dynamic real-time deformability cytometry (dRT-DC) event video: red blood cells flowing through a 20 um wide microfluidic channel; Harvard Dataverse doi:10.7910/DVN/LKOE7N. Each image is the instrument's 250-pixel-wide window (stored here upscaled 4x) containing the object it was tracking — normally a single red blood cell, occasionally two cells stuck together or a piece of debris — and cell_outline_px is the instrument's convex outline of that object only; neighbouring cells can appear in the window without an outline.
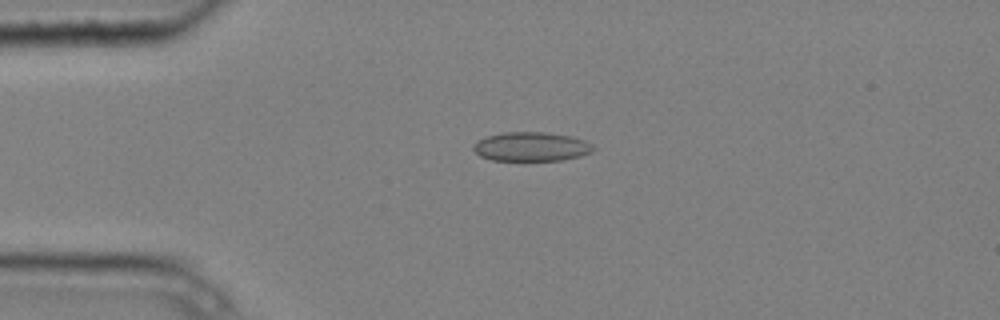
{"species": "common noctule bat (a hibernating species)", "species_latin": "Nyctalus noctula", "temperature_condition": "cold", "stored_images_in_passage": 5, "camera_frame_rate_fps": 3000, "um_per_image_px": 0.085, "animal": {"sex": "male", "body_mass_g": 20.4}, "frame": {"image": 1, "passage_image": 4, "time_ms": 1.0, "image_size_px": [1000, 320], "cell_outline_px": [[596, 148], [592, 152], [580, 156], [564, 160], [492, 160], [480, 156], [472, 148], [472, 144], [488, 136], [504, 132], [548, 132], [572, 136], [584, 140], [592, 144]], "centroid_in_image_um": [45.19, 12.46], "position_along_channel_um": 39.8, "area_um2": 20.4}}